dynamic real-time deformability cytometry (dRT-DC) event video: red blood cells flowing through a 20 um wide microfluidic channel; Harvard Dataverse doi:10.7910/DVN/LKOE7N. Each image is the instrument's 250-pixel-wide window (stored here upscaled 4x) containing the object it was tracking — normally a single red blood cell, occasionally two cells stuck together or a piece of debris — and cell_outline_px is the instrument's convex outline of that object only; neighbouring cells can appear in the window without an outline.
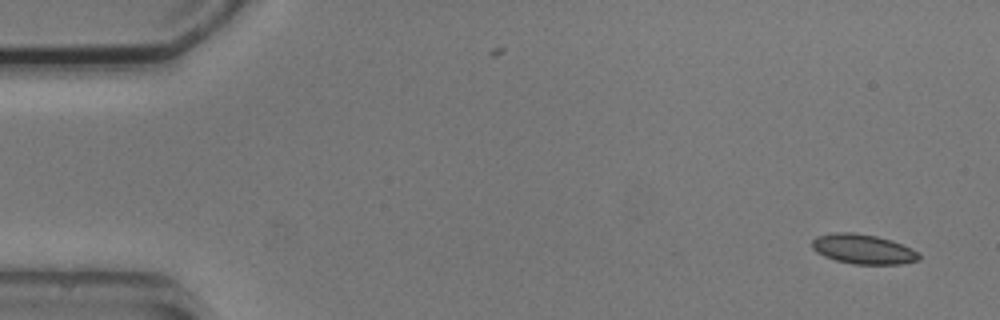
{"species": "common noctule bat (a hibernating species)", "species_latin": "Nyctalus noctula", "temperature_condition": "cold", "stored_images_in_passage": 7, "camera_frame_rate_fps": 3000, "um_per_image_px": 0.085, "animal": {"sex": "male", "body_mass_g": 20.5, "forearm_length_mm": 52.5}, "frame": {"image": 1, "passage_image": 1, "time_ms": 0.0, "image_size_px": [1000, 320], "cell_outline_px": [[920, 260], [900, 264], [852, 264], [836, 260], [824, 256], [816, 252], [812, 248], [812, 240], [816, 236], [836, 232], [852, 232], [876, 236], [892, 240], [912, 248], [920, 256]], "centroid_in_image_um": [73.35, 21.17], "position_along_channel_um": 11.6, "area_um2": 18.55}}
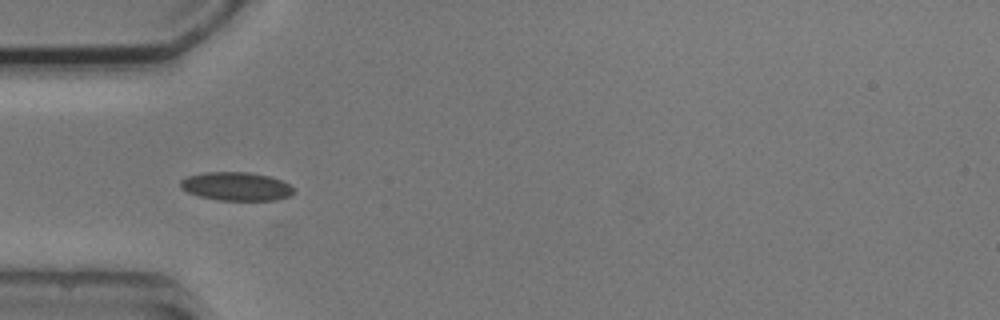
{"frame": {"image": 2, "passage_image": 5, "time_ms": 4.667, "image_size_px": [1000, 320], "cell_outline_px": [[296, 192], [288, 196], [276, 200], [220, 200], [200, 196], [188, 192], [180, 188], [180, 180], [188, 176], [204, 172], [248, 172], [268, 176], [280, 180], [288, 184]], "centroid_in_image_um": [20.06, 15.84], "position_along_channel_um": 64.9, "area_um2": 18.67}}
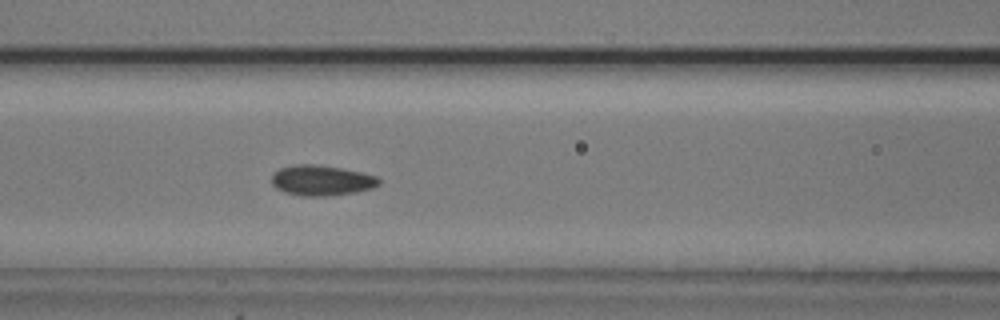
{"frame": {"image": 3, "passage_image": 7, "time_ms": 6.667, "image_size_px": [1000, 320], "cell_outline_px": [[380, 184], [372, 188], [356, 192], [328, 196], [300, 196], [284, 192], [276, 188], [272, 184], [272, 176], [280, 168], [296, 164], [316, 164], [340, 168], [360, 172], [376, 176], [380, 180]], "centroid_in_image_um": [27.32, 15.34], "position_along_channel_um": 139.3, "area_um2": 18.96}}